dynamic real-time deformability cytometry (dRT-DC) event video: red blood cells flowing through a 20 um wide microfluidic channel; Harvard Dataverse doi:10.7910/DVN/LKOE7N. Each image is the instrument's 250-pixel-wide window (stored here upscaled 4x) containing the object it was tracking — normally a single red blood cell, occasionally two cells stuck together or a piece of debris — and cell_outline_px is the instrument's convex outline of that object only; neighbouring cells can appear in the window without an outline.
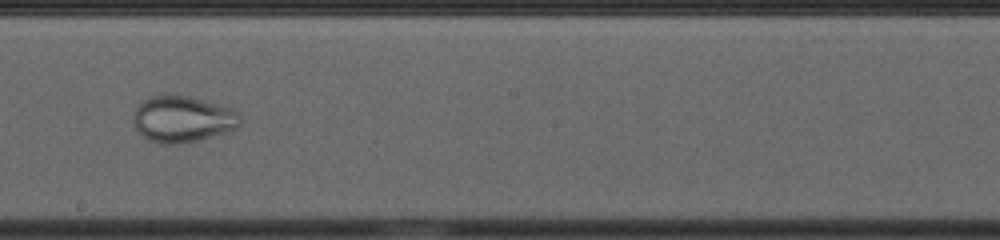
{"species": "common noctule bat (a hibernating species)", "species_latin": "Nyctalus noctula", "temperature_condition": "cold", "stored_images_in_passage": 45, "camera_frame_rate_fps": 3000, "um_per_image_px": 0.085, "animal": {"sex": "female", "body_mass_g": 23.0, "forearm_length_mm": 53.4}, "frame": {"image": 1, "passage_image": 21, "time_ms": 6.667, "image_size_px": [1000, 240], "cell_outline_px": [[240, 124], [236, 128], [224, 132], [196, 140], [176, 144], [164, 144], [148, 140], [136, 128], [132, 120], [132, 116], [136, 108], [144, 100], [152, 96], [188, 96], [232, 108], [240, 116]], "centroid_in_image_um": [15.5, 10.13], "position_along_channel_um": 232.7, "area_um2": 28.26}}
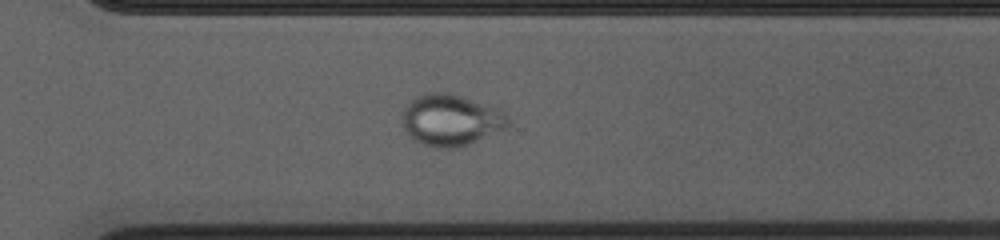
{"frame": {"image": 2, "passage_image": 29, "time_ms": 9.333, "image_size_px": [1000, 240], "cell_outline_px": [[508, 124], [504, 128], [460, 148], [436, 148], [412, 140], [404, 128], [404, 108], [416, 96], [424, 92], [448, 92], [500, 108], [508, 116]], "centroid_in_image_um": [38.32, 10.2], "position_along_channel_um": 332.3, "area_um2": 31.62}}
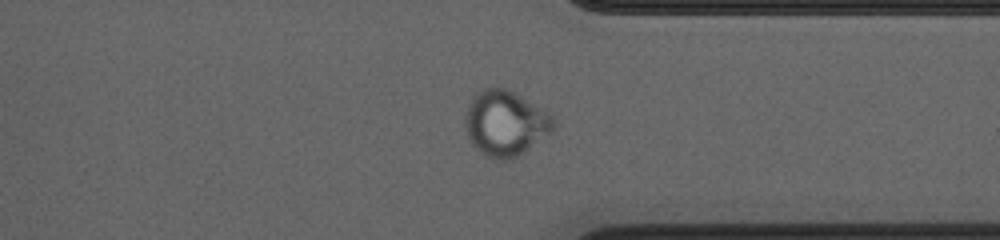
{"frame": {"image": 3, "passage_image": 32, "time_ms": 10.333, "image_size_px": [1000, 240], "cell_outline_px": [[556, 124], [552, 132], [524, 152], [516, 156], [504, 160], [496, 160], [484, 156], [472, 144], [468, 136], [464, 124], [464, 116], [468, 104], [484, 88], [504, 88], [544, 108], [552, 116]], "centroid_in_image_um": [42.96, 10.5], "position_along_channel_um": 368.4, "area_um2": 33.52}}